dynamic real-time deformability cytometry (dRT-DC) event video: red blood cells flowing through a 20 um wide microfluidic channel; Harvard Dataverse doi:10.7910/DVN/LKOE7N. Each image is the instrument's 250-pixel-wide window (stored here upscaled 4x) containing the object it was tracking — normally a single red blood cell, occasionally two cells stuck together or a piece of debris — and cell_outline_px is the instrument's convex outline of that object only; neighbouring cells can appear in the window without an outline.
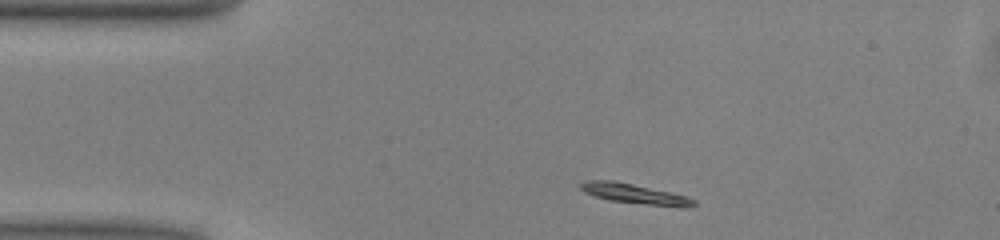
{"species": "common noctule bat (a hibernating species)", "species_latin": "Nyctalus noctula", "temperature_condition": "warm", "stored_images_in_passage": 42, "camera_frame_rate_fps": 3000, "um_per_image_px": 0.085, "animal": {"sex": "male", "body_mass_g": 13.0, "forearm_length_mm": 53.1}, "frame": {"image": 1, "passage_image": 1, "time_ms": 0.0, "image_size_px": [1000, 240], "cell_outline_px": [[696, 204], [688, 208], [680, 208], [608, 200], [584, 192], [580, 188], [580, 184], [588, 180], [612, 180], [632, 184], [688, 196], [696, 200]], "centroid_in_image_um": [54.02, 16.49], "position_along_channel_um": 31.0, "area_um2": 13.18}}
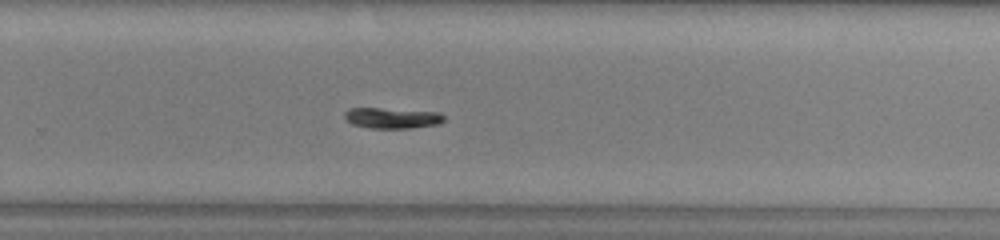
{"frame": {"image": 2, "passage_image": 24, "time_ms": 7.667, "image_size_px": [1000, 240], "cell_outline_px": [[444, 120], [436, 124], [412, 128], [368, 128], [352, 124], [344, 116], [344, 112], [348, 108], [380, 108], [440, 112], [444, 116]], "centroid_in_image_um": [33.31, 10.02], "position_along_channel_um": 296.5, "area_um2": 11.96}}
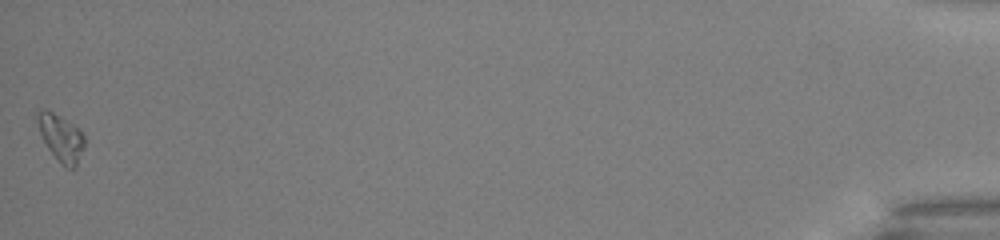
{"frame": {"image": 3, "passage_image": 42, "time_ms": 13.667, "image_size_px": [1000, 240], "cell_outline_px": [[84, 148], [76, 168], [64, 168], [60, 164], [48, 148], [40, 132], [36, 116], [36, 108], [52, 112], [80, 128], [84, 132]], "centroid_in_image_um": [5.21, 11.73], "position_along_channel_um": 430.0, "area_um2": 12.95}, "authors_computed_cell_mechanics": {"area_um2": 12.1669, "velocity_mm_per_s": 4.0111, "shape_relaxation_time_tau1_ms": 2.6914, "shape_relaxation_time_tau2_ms": null, "deformation_change_tau1": 0.1479, "deformation_change_tau2": null}}